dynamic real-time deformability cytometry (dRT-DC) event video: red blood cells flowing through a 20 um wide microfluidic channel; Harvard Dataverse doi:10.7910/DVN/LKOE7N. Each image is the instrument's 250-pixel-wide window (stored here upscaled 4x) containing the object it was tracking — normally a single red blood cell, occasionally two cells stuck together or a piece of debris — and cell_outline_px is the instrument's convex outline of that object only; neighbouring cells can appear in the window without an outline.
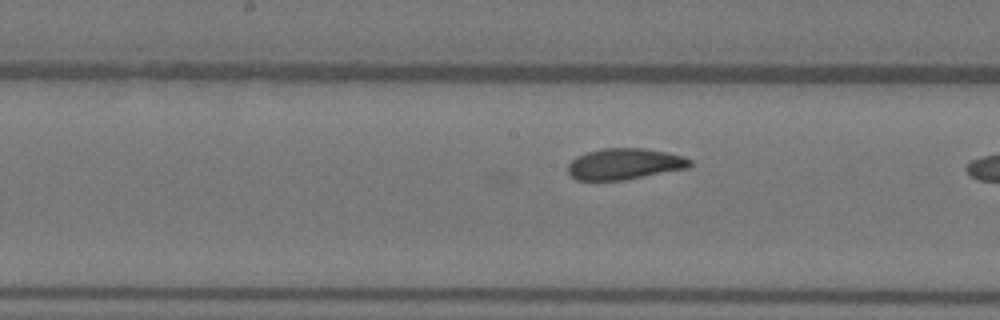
{"species": "Egyptian fruit bat (a non-hibernating species)", "species_latin": "Rousettus aegyptiacus", "temperature_condition": "warm", "stored_images_in_passage": 24, "camera_frame_rate_fps": 3000, "um_per_image_px": 0.085, "animal": {"sex": "female"}, "frame": {"image": 1, "passage_image": 19, "time_ms": 6.0, "image_size_px": [1000, 320], "cell_outline_px": [[692, 164], [688, 168], [624, 180], [576, 180], [568, 172], [568, 164], [576, 156], [588, 152], [604, 148], [644, 148], [684, 156], [692, 160]], "centroid_in_image_um": [53.09, 13.93], "position_along_channel_um": 195.1, "area_um2": 22.08}}